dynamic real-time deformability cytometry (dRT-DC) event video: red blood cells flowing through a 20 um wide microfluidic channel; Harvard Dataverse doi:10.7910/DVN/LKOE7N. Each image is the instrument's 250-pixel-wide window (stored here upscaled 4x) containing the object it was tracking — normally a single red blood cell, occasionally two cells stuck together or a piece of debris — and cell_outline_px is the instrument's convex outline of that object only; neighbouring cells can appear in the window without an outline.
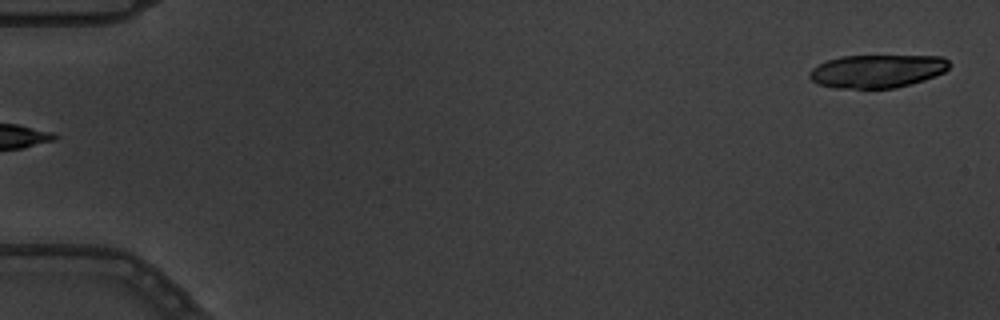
{"species": "common noctule bat (a hibernating species)", "species_latin": "Nyctalus noctula", "temperature_condition": "warm", "stored_images_in_passage": 5, "segment_of_instrument_passage": [2, 2], "camera_frame_rate_fps": 3000, "um_per_image_px": 0.085, "animal": {"sex": "male", "body_mass_g": 19.5, "forearm_length_mm": 54.6}, "frame": {"image": 1, "passage_image": 5, "time_ms": 1.333, "image_size_px": [1000, 320], "cell_outline_px": [[948, 68], [944, 72], [924, 80], [896, 88], [832, 88], [816, 84], [808, 76], [808, 72], [812, 68], [828, 60], [840, 56], [940, 56], [948, 60]], "centroid_in_image_um": [74.51, 6.05], "position_along_channel_um": 10.5, "area_um2": 26.99}}